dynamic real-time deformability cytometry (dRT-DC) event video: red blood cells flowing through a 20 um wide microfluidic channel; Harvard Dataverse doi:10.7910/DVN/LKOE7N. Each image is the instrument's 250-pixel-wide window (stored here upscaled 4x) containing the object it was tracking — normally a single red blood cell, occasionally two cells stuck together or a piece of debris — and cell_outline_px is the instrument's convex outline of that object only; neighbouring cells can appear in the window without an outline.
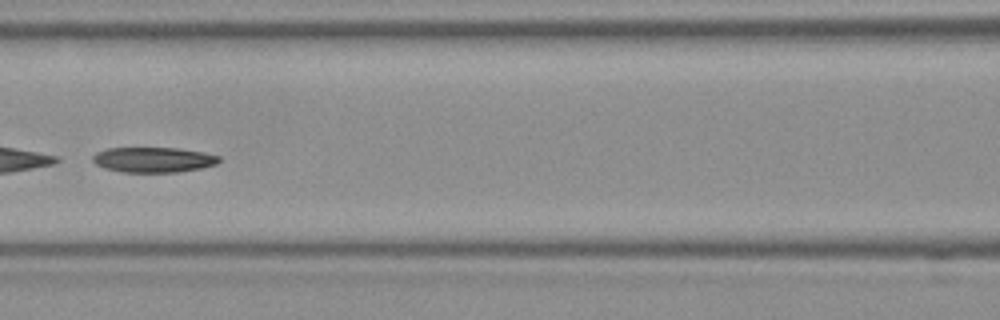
{"species": "Egyptian fruit bat (a non-hibernating species)", "species_latin": "Rousettus aegyptiacus", "temperature_condition": "room temperature", "stored_images_in_passage": 52, "segment_of_instrument_passage": [2, 2], "camera_frame_rate_fps": 3000, "um_per_image_px": 0.085, "frame": {"image": 1, "passage_image": 24, "time_ms": 7.667, "image_size_px": [1000, 320], "cell_outline_px": [[220, 160], [216, 164], [200, 168], [180, 172], [124, 172], [104, 168], [96, 164], [92, 160], [92, 156], [96, 152], [108, 148], [176, 148], [204, 152], [220, 156]], "centroid_in_image_um": [13.03, 13.57], "position_along_channel_um": 153.6, "area_um2": 18.55}}
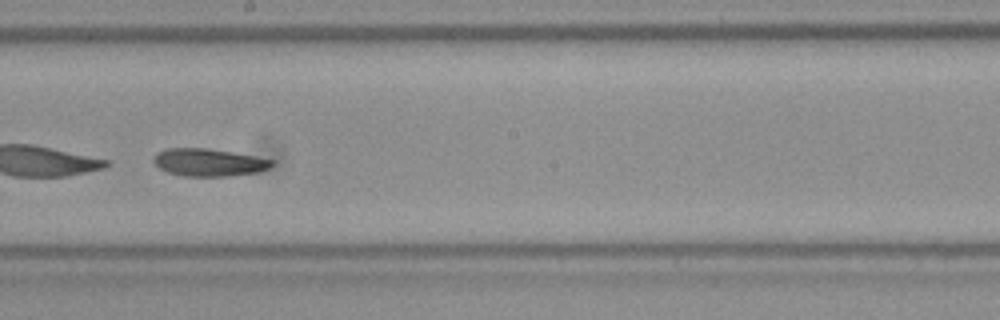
{"frame": {"image": 2, "passage_image": 30, "time_ms": 9.667, "image_size_px": [1000, 320], "cell_outline_px": [[276, 160], [268, 168], [260, 172], [232, 176], [180, 176], [168, 172], [160, 168], [152, 160], [156, 152], [168, 148], [208, 148], [256, 156]], "centroid_in_image_um": [17.76, 13.8], "position_along_channel_um": 230.4, "area_um2": 19.19}}